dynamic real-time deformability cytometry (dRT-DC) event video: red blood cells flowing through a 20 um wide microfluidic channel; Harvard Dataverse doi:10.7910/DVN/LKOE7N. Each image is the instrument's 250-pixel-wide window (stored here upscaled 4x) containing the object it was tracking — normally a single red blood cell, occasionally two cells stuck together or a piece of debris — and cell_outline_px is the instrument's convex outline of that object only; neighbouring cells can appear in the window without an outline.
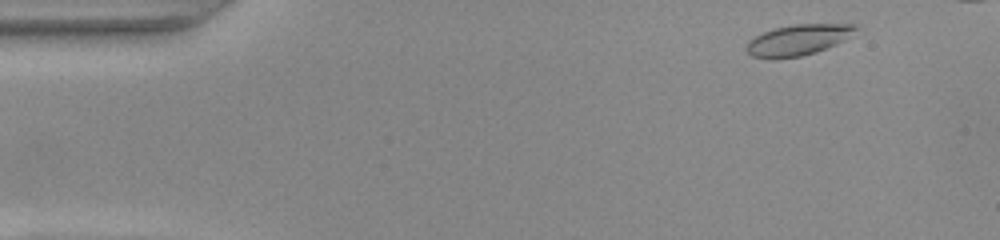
{"species": "common noctule bat (a hibernating species)", "species_latin": "Nyctalus noctula", "temperature_condition": "warm", "stored_images_in_passage": 46, "camera_frame_rate_fps": 3000, "um_per_image_px": 0.085, "animal": {"sex": "female", "body_mass_g": 22.0, "forearm_length_mm": 56.7}, "frame": {"image": 1, "passage_image": 3, "time_ms": 0.667, "image_size_px": [1000, 240], "cell_outline_px": [[860, 28], [844, 40], [836, 44], [816, 52], [800, 56], [776, 60], [772, 60], [752, 56], [744, 48], [748, 40], [772, 28], [796, 24], [856, 24]], "centroid_in_image_um": [67.81, 3.41], "position_along_channel_um": 17.2, "area_um2": 19.88}}
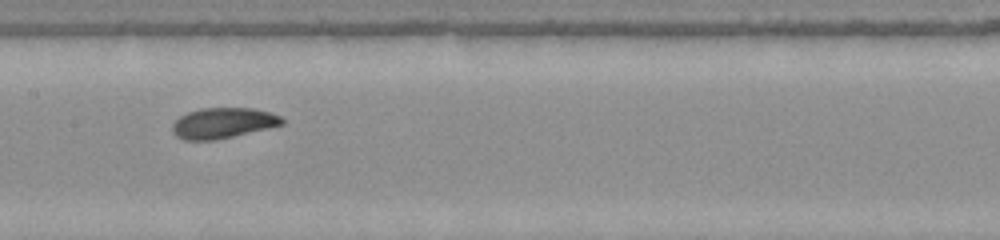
{"frame": {"image": 2, "passage_image": 24, "time_ms": 7.667, "image_size_px": [1000, 240], "cell_outline_px": [[284, 124], [268, 128], [216, 140], [184, 140], [176, 136], [172, 132], [172, 124], [180, 116], [188, 112], [200, 108], [252, 108], [268, 112], [280, 116], [284, 120]], "centroid_in_image_um": [18.93, 10.46], "position_along_channel_um": 188.5, "area_um2": 19.48}}
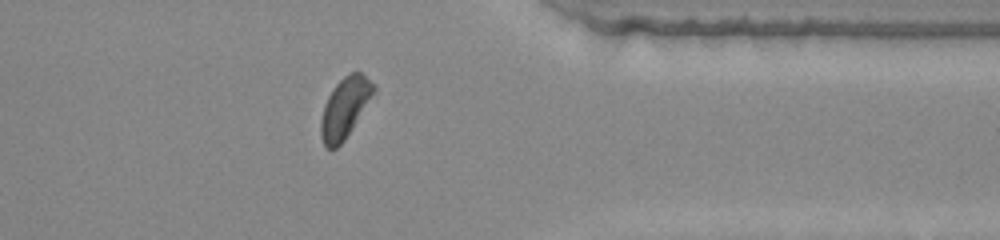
{"frame": {"image": 3, "passage_image": 40, "time_ms": 13.0, "image_size_px": [1000, 240], "cell_outline_px": [[376, 92], [344, 140], [336, 148], [328, 148], [324, 144], [320, 136], [320, 120], [324, 104], [332, 88], [344, 76], [352, 72], [360, 72], [376, 88]], "centroid_in_image_um": [29.29, 9.16], "position_along_channel_um": 382.1, "area_um2": 18.38}, "authors_computed_cell_mechanics": {"area_um2": 19.5653, "velocity_mm_per_s": 3.8594, "shape_relaxation_time_tau1_ms": 3.7577, "shape_relaxation_time_tau2_ms": 1.5207, "deformation_change_tau1": 0.1155, "deformation_change_tau2": 0.0449}}